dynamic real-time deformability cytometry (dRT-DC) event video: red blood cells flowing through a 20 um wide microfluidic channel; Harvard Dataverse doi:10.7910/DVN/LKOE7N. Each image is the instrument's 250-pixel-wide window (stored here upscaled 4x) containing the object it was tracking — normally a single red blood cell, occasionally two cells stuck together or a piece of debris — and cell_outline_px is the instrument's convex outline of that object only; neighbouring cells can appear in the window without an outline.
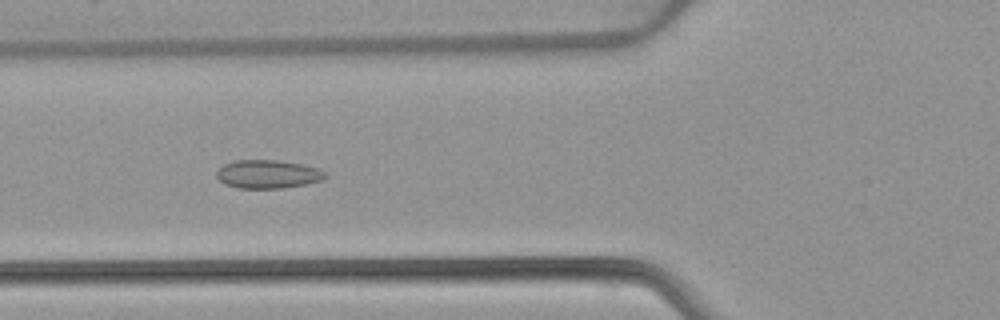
{"species": "common noctule bat (a hibernating species)", "species_latin": "Nyctalus noctula", "temperature_condition": "warm", "stored_images_in_passage": 53, "camera_frame_rate_fps": 3000, "um_per_image_px": 0.085, "animal": {"sex": "female", "body_mass_g": 22.7, "forearm_length_mm": 54.2}, "frame": {"image": 1, "passage_image": 20, "time_ms": 6.333, "image_size_px": [1000, 320], "cell_outline_px": [[328, 176], [320, 180], [304, 184], [284, 188], [236, 188], [224, 184], [216, 176], [216, 172], [224, 164], [236, 160], [276, 160], [300, 164], [316, 168], [328, 172]], "centroid_in_image_um": [22.75, 14.81], "position_along_channel_um": 103.1, "area_um2": 17.92}}
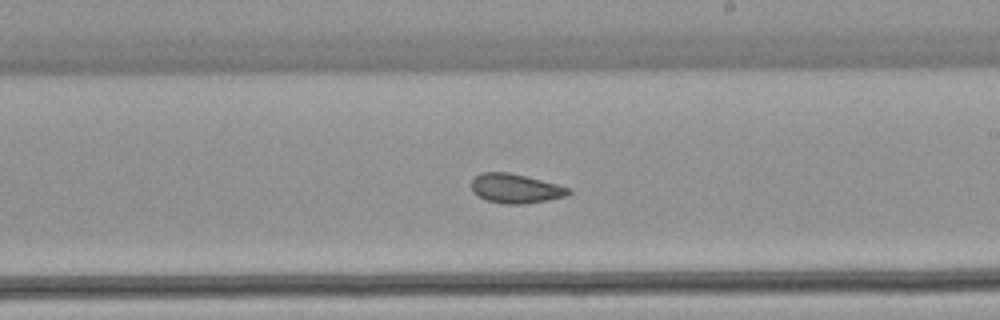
{"frame": {"image": 2, "passage_image": 31, "time_ms": 10.0, "image_size_px": [1000, 320], "cell_outline_px": [[572, 192], [564, 196], [548, 200], [524, 204], [504, 204], [484, 200], [472, 192], [472, 180], [480, 172], [508, 172], [572, 188]], "centroid_in_image_um": [43.8, 16.03], "position_along_channel_um": 245.2, "area_um2": 16.59}}
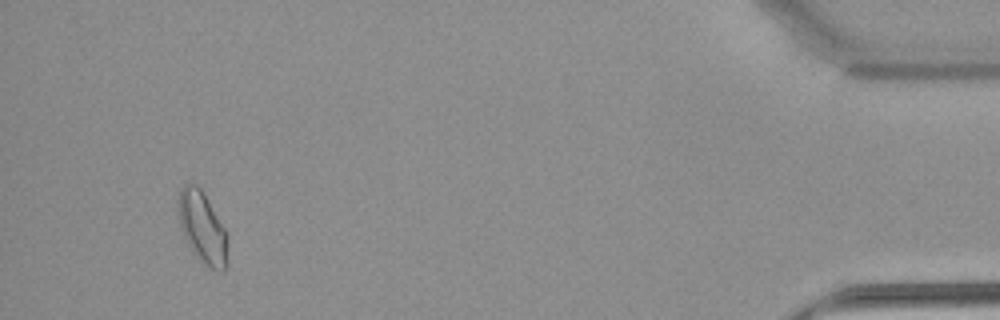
{"frame": {"image": 3, "passage_image": 50, "time_ms": 16.333, "image_size_px": [1000, 320], "cell_outline_px": [[228, 264], [224, 272], [220, 272], [204, 264], [192, 252], [180, 228], [176, 208], [176, 204], [180, 188], [184, 184], [196, 184], [204, 192], [228, 232]], "centroid_in_image_um": [17.22, 19.34], "position_along_channel_um": 418.0, "area_um2": 21.44}, "authors_computed_cell_mechanics": {"area_um2": 17.9758, "velocity_mm_per_s": 3.8858, "shape_relaxation_time_tau1_ms": null, "shape_relaxation_time_tau2_ms": 1.2606, "deformation_change_tau1": null, "deformation_change_tau2": 0.0531}}